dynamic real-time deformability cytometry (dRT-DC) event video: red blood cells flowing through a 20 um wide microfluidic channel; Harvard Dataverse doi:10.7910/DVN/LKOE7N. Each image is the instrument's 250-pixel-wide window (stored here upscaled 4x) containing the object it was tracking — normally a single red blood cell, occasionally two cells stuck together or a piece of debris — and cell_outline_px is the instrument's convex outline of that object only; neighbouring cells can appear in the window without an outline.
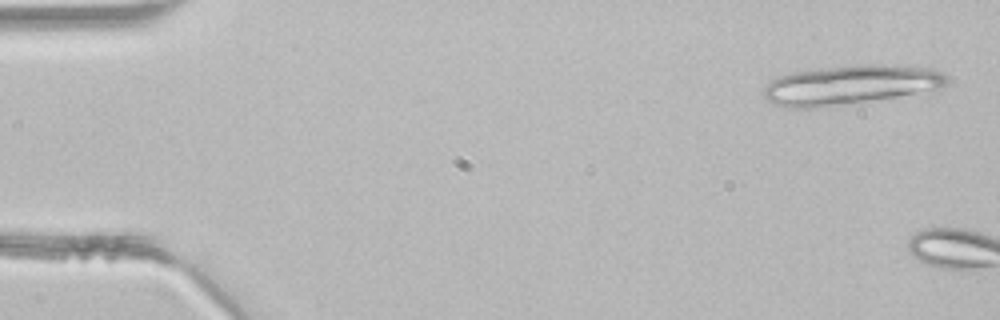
{"species": "common noctule bat (a hibernating species)", "species_latin": "Nyctalus noctula", "temperature_condition": "room temperature", "stored_images_in_passage": 2, "camera_frame_rate_fps": 3000, "um_per_image_px": 0.085, "animal": {"sex": "male", "body_mass_g": 21.5, "forearm_length_mm": 52.0}, "frame": {"image": 1, "passage_image": 1, "time_ms": 0.0, "image_size_px": [1000, 320], "cell_outline_px": [[948, 80], [940, 92], [820, 108], [788, 108], [776, 104], [768, 100], [764, 96], [764, 88], [772, 80], [780, 76], [792, 72], [820, 68], [864, 64], [876, 64], [932, 68], [948, 76]], "centroid_in_image_um": [72.42, 7.24], "position_along_channel_um": 12.6, "area_um2": 43.06}}